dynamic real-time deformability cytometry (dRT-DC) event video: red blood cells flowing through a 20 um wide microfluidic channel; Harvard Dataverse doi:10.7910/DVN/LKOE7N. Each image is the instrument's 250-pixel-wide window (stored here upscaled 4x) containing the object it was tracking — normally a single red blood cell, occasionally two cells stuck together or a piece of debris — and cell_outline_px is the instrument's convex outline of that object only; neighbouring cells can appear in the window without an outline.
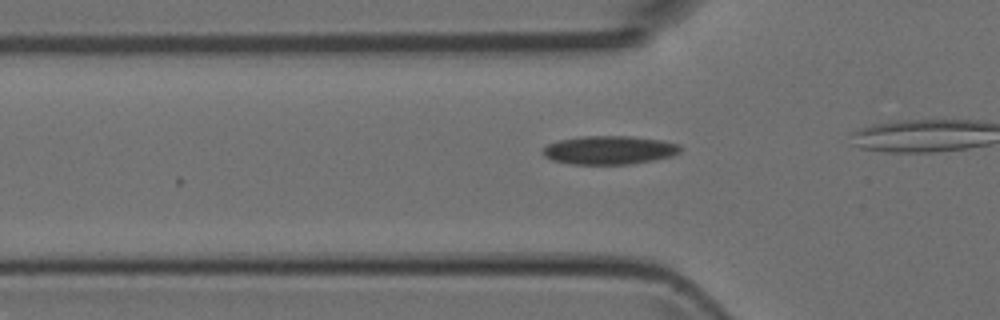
{"species": "Egyptian fruit bat (a non-hibernating species)", "species_latin": "Rousettus aegyptiacus", "temperature_condition": "room temperature", "stored_images_in_passage": 15, "camera_frame_rate_fps": 3000, "um_per_image_px": 0.085, "animal": {"sex": "female"}, "frame": {"image": 1, "passage_image": 12, "time_ms": 3.667, "image_size_px": [1000, 320], "cell_outline_px": [[680, 152], [672, 156], [652, 160], [628, 164], [572, 164], [552, 160], [544, 156], [540, 152], [548, 144], [560, 140], [580, 136], [632, 136], [664, 140], [680, 144]], "centroid_in_image_um": [51.79, 12.75], "position_along_channel_um": 74.0, "area_um2": 22.95}}